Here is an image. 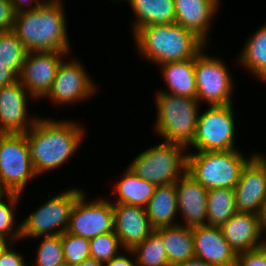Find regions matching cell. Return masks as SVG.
<instances>
[{
	"mask_svg": "<svg viewBox=\"0 0 266 266\" xmlns=\"http://www.w3.org/2000/svg\"><path fill=\"white\" fill-rule=\"evenodd\" d=\"M61 0H45L15 13L13 31L28 52H67L70 41Z\"/></svg>",
	"mask_w": 266,
	"mask_h": 266,
	"instance_id": "obj_1",
	"label": "cell"
},
{
	"mask_svg": "<svg viewBox=\"0 0 266 266\" xmlns=\"http://www.w3.org/2000/svg\"><path fill=\"white\" fill-rule=\"evenodd\" d=\"M84 129L73 121L38 118L25 133L37 175L64 164L78 149Z\"/></svg>",
	"mask_w": 266,
	"mask_h": 266,
	"instance_id": "obj_2",
	"label": "cell"
},
{
	"mask_svg": "<svg viewBox=\"0 0 266 266\" xmlns=\"http://www.w3.org/2000/svg\"><path fill=\"white\" fill-rule=\"evenodd\" d=\"M141 57L158 66L168 62L195 58L207 45L180 24H160L140 27L134 33Z\"/></svg>",
	"mask_w": 266,
	"mask_h": 266,
	"instance_id": "obj_3",
	"label": "cell"
},
{
	"mask_svg": "<svg viewBox=\"0 0 266 266\" xmlns=\"http://www.w3.org/2000/svg\"><path fill=\"white\" fill-rule=\"evenodd\" d=\"M253 157L245 158L237 149L192 152L187 154V172L206 189H234Z\"/></svg>",
	"mask_w": 266,
	"mask_h": 266,
	"instance_id": "obj_4",
	"label": "cell"
},
{
	"mask_svg": "<svg viewBox=\"0 0 266 266\" xmlns=\"http://www.w3.org/2000/svg\"><path fill=\"white\" fill-rule=\"evenodd\" d=\"M157 94L156 133L162 136L164 141L178 143L188 148L195 138L200 103L197 99L189 97L160 91Z\"/></svg>",
	"mask_w": 266,
	"mask_h": 266,
	"instance_id": "obj_5",
	"label": "cell"
},
{
	"mask_svg": "<svg viewBox=\"0 0 266 266\" xmlns=\"http://www.w3.org/2000/svg\"><path fill=\"white\" fill-rule=\"evenodd\" d=\"M186 149L181 144L164 141L140 153L128 168L156 186L176 183L187 171Z\"/></svg>",
	"mask_w": 266,
	"mask_h": 266,
	"instance_id": "obj_6",
	"label": "cell"
},
{
	"mask_svg": "<svg viewBox=\"0 0 266 266\" xmlns=\"http://www.w3.org/2000/svg\"><path fill=\"white\" fill-rule=\"evenodd\" d=\"M71 188L48 199L21 222L22 238L62 235L67 231L72 208L82 193Z\"/></svg>",
	"mask_w": 266,
	"mask_h": 266,
	"instance_id": "obj_7",
	"label": "cell"
},
{
	"mask_svg": "<svg viewBox=\"0 0 266 266\" xmlns=\"http://www.w3.org/2000/svg\"><path fill=\"white\" fill-rule=\"evenodd\" d=\"M36 176L25 134L0 133V183L9 192L22 194Z\"/></svg>",
	"mask_w": 266,
	"mask_h": 266,
	"instance_id": "obj_8",
	"label": "cell"
},
{
	"mask_svg": "<svg viewBox=\"0 0 266 266\" xmlns=\"http://www.w3.org/2000/svg\"><path fill=\"white\" fill-rule=\"evenodd\" d=\"M233 105H214L198 114L195 138L189 145L198 151L236 149Z\"/></svg>",
	"mask_w": 266,
	"mask_h": 266,
	"instance_id": "obj_9",
	"label": "cell"
},
{
	"mask_svg": "<svg viewBox=\"0 0 266 266\" xmlns=\"http://www.w3.org/2000/svg\"><path fill=\"white\" fill-rule=\"evenodd\" d=\"M195 57L196 99L209 106L232 104L233 78L225 63L204 53ZM232 95V96H231Z\"/></svg>",
	"mask_w": 266,
	"mask_h": 266,
	"instance_id": "obj_10",
	"label": "cell"
},
{
	"mask_svg": "<svg viewBox=\"0 0 266 266\" xmlns=\"http://www.w3.org/2000/svg\"><path fill=\"white\" fill-rule=\"evenodd\" d=\"M114 231V210L112 201L96 199L85 202L81 193L70 215L67 232L87 239Z\"/></svg>",
	"mask_w": 266,
	"mask_h": 266,
	"instance_id": "obj_11",
	"label": "cell"
},
{
	"mask_svg": "<svg viewBox=\"0 0 266 266\" xmlns=\"http://www.w3.org/2000/svg\"><path fill=\"white\" fill-rule=\"evenodd\" d=\"M93 82L78 59L68 62L63 60L58 67L52 87L45 97L57 106L74 104L86 98L89 99L94 94L96 86Z\"/></svg>",
	"mask_w": 266,
	"mask_h": 266,
	"instance_id": "obj_12",
	"label": "cell"
},
{
	"mask_svg": "<svg viewBox=\"0 0 266 266\" xmlns=\"http://www.w3.org/2000/svg\"><path fill=\"white\" fill-rule=\"evenodd\" d=\"M65 55L67 52H27L18 80L32 98H45Z\"/></svg>",
	"mask_w": 266,
	"mask_h": 266,
	"instance_id": "obj_13",
	"label": "cell"
},
{
	"mask_svg": "<svg viewBox=\"0 0 266 266\" xmlns=\"http://www.w3.org/2000/svg\"><path fill=\"white\" fill-rule=\"evenodd\" d=\"M28 93L19 80L0 88V133L25 134L35 124L38 117L28 118Z\"/></svg>",
	"mask_w": 266,
	"mask_h": 266,
	"instance_id": "obj_14",
	"label": "cell"
},
{
	"mask_svg": "<svg viewBox=\"0 0 266 266\" xmlns=\"http://www.w3.org/2000/svg\"><path fill=\"white\" fill-rule=\"evenodd\" d=\"M234 191L237 212L259 214L266 199V168L255 156L243 168Z\"/></svg>",
	"mask_w": 266,
	"mask_h": 266,
	"instance_id": "obj_15",
	"label": "cell"
},
{
	"mask_svg": "<svg viewBox=\"0 0 266 266\" xmlns=\"http://www.w3.org/2000/svg\"><path fill=\"white\" fill-rule=\"evenodd\" d=\"M114 232L124 250H131L143 242L153 231L146 207L113 204Z\"/></svg>",
	"mask_w": 266,
	"mask_h": 266,
	"instance_id": "obj_16",
	"label": "cell"
},
{
	"mask_svg": "<svg viewBox=\"0 0 266 266\" xmlns=\"http://www.w3.org/2000/svg\"><path fill=\"white\" fill-rule=\"evenodd\" d=\"M195 257L213 266H234L236 252L224 239L220 227L198 225L193 227Z\"/></svg>",
	"mask_w": 266,
	"mask_h": 266,
	"instance_id": "obj_17",
	"label": "cell"
},
{
	"mask_svg": "<svg viewBox=\"0 0 266 266\" xmlns=\"http://www.w3.org/2000/svg\"><path fill=\"white\" fill-rule=\"evenodd\" d=\"M177 207L185 220V226L207 224V193L187 171L176 182Z\"/></svg>",
	"mask_w": 266,
	"mask_h": 266,
	"instance_id": "obj_18",
	"label": "cell"
},
{
	"mask_svg": "<svg viewBox=\"0 0 266 266\" xmlns=\"http://www.w3.org/2000/svg\"><path fill=\"white\" fill-rule=\"evenodd\" d=\"M220 229L236 254L258 249L266 244L260 238L259 216L252 213L237 212Z\"/></svg>",
	"mask_w": 266,
	"mask_h": 266,
	"instance_id": "obj_19",
	"label": "cell"
},
{
	"mask_svg": "<svg viewBox=\"0 0 266 266\" xmlns=\"http://www.w3.org/2000/svg\"><path fill=\"white\" fill-rule=\"evenodd\" d=\"M175 23L194 33L205 44L212 18L216 14L220 0H174Z\"/></svg>",
	"mask_w": 266,
	"mask_h": 266,
	"instance_id": "obj_20",
	"label": "cell"
},
{
	"mask_svg": "<svg viewBox=\"0 0 266 266\" xmlns=\"http://www.w3.org/2000/svg\"><path fill=\"white\" fill-rule=\"evenodd\" d=\"M146 212L154 229L179 225L174 221L178 214L176 183L156 186Z\"/></svg>",
	"mask_w": 266,
	"mask_h": 266,
	"instance_id": "obj_21",
	"label": "cell"
},
{
	"mask_svg": "<svg viewBox=\"0 0 266 266\" xmlns=\"http://www.w3.org/2000/svg\"><path fill=\"white\" fill-rule=\"evenodd\" d=\"M159 67H161L162 76L169 90H161V92L196 99L195 58L168 62Z\"/></svg>",
	"mask_w": 266,
	"mask_h": 266,
	"instance_id": "obj_22",
	"label": "cell"
},
{
	"mask_svg": "<svg viewBox=\"0 0 266 266\" xmlns=\"http://www.w3.org/2000/svg\"><path fill=\"white\" fill-rule=\"evenodd\" d=\"M163 239L170 266L195 257L193 227L175 225L154 229Z\"/></svg>",
	"mask_w": 266,
	"mask_h": 266,
	"instance_id": "obj_23",
	"label": "cell"
},
{
	"mask_svg": "<svg viewBox=\"0 0 266 266\" xmlns=\"http://www.w3.org/2000/svg\"><path fill=\"white\" fill-rule=\"evenodd\" d=\"M136 21L133 33L140 27L148 25L171 24L175 22L176 11L174 0H127Z\"/></svg>",
	"mask_w": 266,
	"mask_h": 266,
	"instance_id": "obj_24",
	"label": "cell"
},
{
	"mask_svg": "<svg viewBox=\"0 0 266 266\" xmlns=\"http://www.w3.org/2000/svg\"><path fill=\"white\" fill-rule=\"evenodd\" d=\"M155 188V184L142 179L127 168L122 179L117 182L112 191L117 196L113 204H129L146 207L154 194Z\"/></svg>",
	"mask_w": 266,
	"mask_h": 266,
	"instance_id": "obj_25",
	"label": "cell"
},
{
	"mask_svg": "<svg viewBox=\"0 0 266 266\" xmlns=\"http://www.w3.org/2000/svg\"><path fill=\"white\" fill-rule=\"evenodd\" d=\"M240 57L243 67L266 82V23L247 39Z\"/></svg>",
	"mask_w": 266,
	"mask_h": 266,
	"instance_id": "obj_26",
	"label": "cell"
},
{
	"mask_svg": "<svg viewBox=\"0 0 266 266\" xmlns=\"http://www.w3.org/2000/svg\"><path fill=\"white\" fill-rule=\"evenodd\" d=\"M237 213L234 189H208L207 225L220 227Z\"/></svg>",
	"mask_w": 266,
	"mask_h": 266,
	"instance_id": "obj_27",
	"label": "cell"
},
{
	"mask_svg": "<svg viewBox=\"0 0 266 266\" xmlns=\"http://www.w3.org/2000/svg\"><path fill=\"white\" fill-rule=\"evenodd\" d=\"M124 251L135 256L137 266H170L164 241L155 230L143 242Z\"/></svg>",
	"mask_w": 266,
	"mask_h": 266,
	"instance_id": "obj_28",
	"label": "cell"
},
{
	"mask_svg": "<svg viewBox=\"0 0 266 266\" xmlns=\"http://www.w3.org/2000/svg\"><path fill=\"white\" fill-rule=\"evenodd\" d=\"M27 50L13 30L0 32V62L18 76L25 61Z\"/></svg>",
	"mask_w": 266,
	"mask_h": 266,
	"instance_id": "obj_29",
	"label": "cell"
},
{
	"mask_svg": "<svg viewBox=\"0 0 266 266\" xmlns=\"http://www.w3.org/2000/svg\"><path fill=\"white\" fill-rule=\"evenodd\" d=\"M5 198L7 199L6 203L4 199L0 201V234L8 239L11 238L10 241L12 240L13 244L14 241L16 242L18 239L22 238L21 222L17 227L14 226L15 206L18 204L21 194L10 192Z\"/></svg>",
	"mask_w": 266,
	"mask_h": 266,
	"instance_id": "obj_30",
	"label": "cell"
},
{
	"mask_svg": "<svg viewBox=\"0 0 266 266\" xmlns=\"http://www.w3.org/2000/svg\"><path fill=\"white\" fill-rule=\"evenodd\" d=\"M43 238L36 252L35 266H58L65 263L62 235Z\"/></svg>",
	"mask_w": 266,
	"mask_h": 266,
	"instance_id": "obj_31",
	"label": "cell"
},
{
	"mask_svg": "<svg viewBox=\"0 0 266 266\" xmlns=\"http://www.w3.org/2000/svg\"><path fill=\"white\" fill-rule=\"evenodd\" d=\"M119 248L123 249L114 231L98 235L90 239V258L104 264L119 255Z\"/></svg>",
	"mask_w": 266,
	"mask_h": 266,
	"instance_id": "obj_32",
	"label": "cell"
},
{
	"mask_svg": "<svg viewBox=\"0 0 266 266\" xmlns=\"http://www.w3.org/2000/svg\"><path fill=\"white\" fill-rule=\"evenodd\" d=\"M90 239L70 234L67 231L62 234V246L65 263L69 266L85 261L90 258Z\"/></svg>",
	"mask_w": 266,
	"mask_h": 266,
	"instance_id": "obj_33",
	"label": "cell"
},
{
	"mask_svg": "<svg viewBox=\"0 0 266 266\" xmlns=\"http://www.w3.org/2000/svg\"><path fill=\"white\" fill-rule=\"evenodd\" d=\"M234 266H266V244L258 249L237 254Z\"/></svg>",
	"mask_w": 266,
	"mask_h": 266,
	"instance_id": "obj_34",
	"label": "cell"
},
{
	"mask_svg": "<svg viewBox=\"0 0 266 266\" xmlns=\"http://www.w3.org/2000/svg\"><path fill=\"white\" fill-rule=\"evenodd\" d=\"M15 12L10 0H0V32L13 29Z\"/></svg>",
	"mask_w": 266,
	"mask_h": 266,
	"instance_id": "obj_35",
	"label": "cell"
},
{
	"mask_svg": "<svg viewBox=\"0 0 266 266\" xmlns=\"http://www.w3.org/2000/svg\"><path fill=\"white\" fill-rule=\"evenodd\" d=\"M10 244L3 252L0 253V266H26L25 260L21 254L11 248Z\"/></svg>",
	"mask_w": 266,
	"mask_h": 266,
	"instance_id": "obj_36",
	"label": "cell"
},
{
	"mask_svg": "<svg viewBox=\"0 0 266 266\" xmlns=\"http://www.w3.org/2000/svg\"><path fill=\"white\" fill-rule=\"evenodd\" d=\"M18 81V75L5 63L0 62V88L11 85Z\"/></svg>",
	"mask_w": 266,
	"mask_h": 266,
	"instance_id": "obj_37",
	"label": "cell"
},
{
	"mask_svg": "<svg viewBox=\"0 0 266 266\" xmlns=\"http://www.w3.org/2000/svg\"><path fill=\"white\" fill-rule=\"evenodd\" d=\"M133 260L126 255L119 254L112 258L109 262L104 263V266H137L135 259Z\"/></svg>",
	"mask_w": 266,
	"mask_h": 266,
	"instance_id": "obj_38",
	"label": "cell"
},
{
	"mask_svg": "<svg viewBox=\"0 0 266 266\" xmlns=\"http://www.w3.org/2000/svg\"><path fill=\"white\" fill-rule=\"evenodd\" d=\"M10 1L12 3V7L15 13L27 10L26 6L30 4V2L32 3V1L36 4H42L44 2L43 0H10Z\"/></svg>",
	"mask_w": 266,
	"mask_h": 266,
	"instance_id": "obj_39",
	"label": "cell"
},
{
	"mask_svg": "<svg viewBox=\"0 0 266 266\" xmlns=\"http://www.w3.org/2000/svg\"><path fill=\"white\" fill-rule=\"evenodd\" d=\"M259 216V227L261 235L263 232H266V199L264 200L260 212L258 214Z\"/></svg>",
	"mask_w": 266,
	"mask_h": 266,
	"instance_id": "obj_40",
	"label": "cell"
},
{
	"mask_svg": "<svg viewBox=\"0 0 266 266\" xmlns=\"http://www.w3.org/2000/svg\"><path fill=\"white\" fill-rule=\"evenodd\" d=\"M175 266H213L199 258H191V259H188L184 262H181V263H178L176 264Z\"/></svg>",
	"mask_w": 266,
	"mask_h": 266,
	"instance_id": "obj_41",
	"label": "cell"
},
{
	"mask_svg": "<svg viewBox=\"0 0 266 266\" xmlns=\"http://www.w3.org/2000/svg\"><path fill=\"white\" fill-rule=\"evenodd\" d=\"M73 266H104V264L93 258H88L85 261H82L81 263Z\"/></svg>",
	"mask_w": 266,
	"mask_h": 266,
	"instance_id": "obj_42",
	"label": "cell"
},
{
	"mask_svg": "<svg viewBox=\"0 0 266 266\" xmlns=\"http://www.w3.org/2000/svg\"><path fill=\"white\" fill-rule=\"evenodd\" d=\"M11 243L12 241L0 234V253L3 252Z\"/></svg>",
	"mask_w": 266,
	"mask_h": 266,
	"instance_id": "obj_43",
	"label": "cell"
},
{
	"mask_svg": "<svg viewBox=\"0 0 266 266\" xmlns=\"http://www.w3.org/2000/svg\"><path fill=\"white\" fill-rule=\"evenodd\" d=\"M10 192L0 183V201L6 197Z\"/></svg>",
	"mask_w": 266,
	"mask_h": 266,
	"instance_id": "obj_44",
	"label": "cell"
},
{
	"mask_svg": "<svg viewBox=\"0 0 266 266\" xmlns=\"http://www.w3.org/2000/svg\"><path fill=\"white\" fill-rule=\"evenodd\" d=\"M254 156L263 164V166L266 168V156H263L262 154H254Z\"/></svg>",
	"mask_w": 266,
	"mask_h": 266,
	"instance_id": "obj_45",
	"label": "cell"
},
{
	"mask_svg": "<svg viewBox=\"0 0 266 266\" xmlns=\"http://www.w3.org/2000/svg\"><path fill=\"white\" fill-rule=\"evenodd\" d=\"M58 266H69L67 263H63L61 265H58Z\"/></svg>",
	"mask_w": 266,
	"mask_h": 266,
	"instance_id": "obj_46",
	"label": "cell"
}]
</instances>
